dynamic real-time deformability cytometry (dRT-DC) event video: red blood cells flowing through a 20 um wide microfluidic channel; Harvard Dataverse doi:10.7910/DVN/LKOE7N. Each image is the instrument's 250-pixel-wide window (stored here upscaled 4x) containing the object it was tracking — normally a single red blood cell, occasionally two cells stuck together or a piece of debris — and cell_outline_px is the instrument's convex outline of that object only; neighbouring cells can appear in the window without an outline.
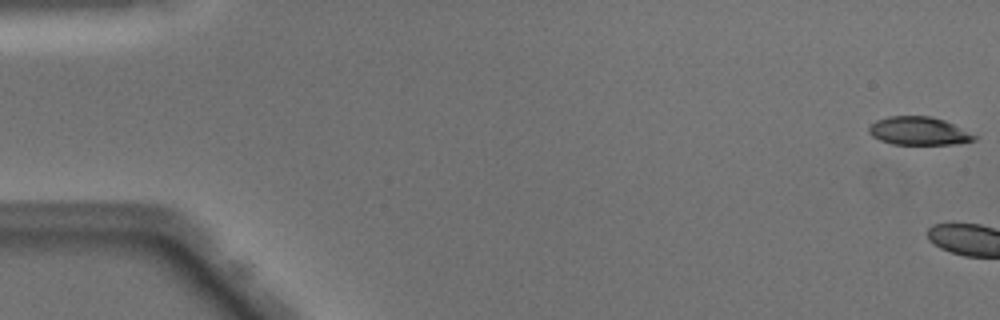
{"species": "Egyptian fruit bat (a non-hibernating species)", "species_latin": "Rousettus aegyptiacus", "temperature_condition": "warm", "stored_images_in_passage": 4, "camera_frame_rate_fps": 3000, "um_per_image_px": 0.085, "animal": {"sex": "male"}, "frame": {"image": 1, "passage_image": 1, "time_ms": 0.0, "image_size_px": [1000, 320], "cell_outline_px": [[980, 136], [976, 140], [956, 144], [892, 144], [880, 140], [872, 136], [868, 132], [868, 128], [876, 120], [888, 116], [928, 116], [944, 120]], "centroid_in_image_um": [78.12, 11.14], "position_along_channel_um": 6.9, "area_um2": 17.4}}